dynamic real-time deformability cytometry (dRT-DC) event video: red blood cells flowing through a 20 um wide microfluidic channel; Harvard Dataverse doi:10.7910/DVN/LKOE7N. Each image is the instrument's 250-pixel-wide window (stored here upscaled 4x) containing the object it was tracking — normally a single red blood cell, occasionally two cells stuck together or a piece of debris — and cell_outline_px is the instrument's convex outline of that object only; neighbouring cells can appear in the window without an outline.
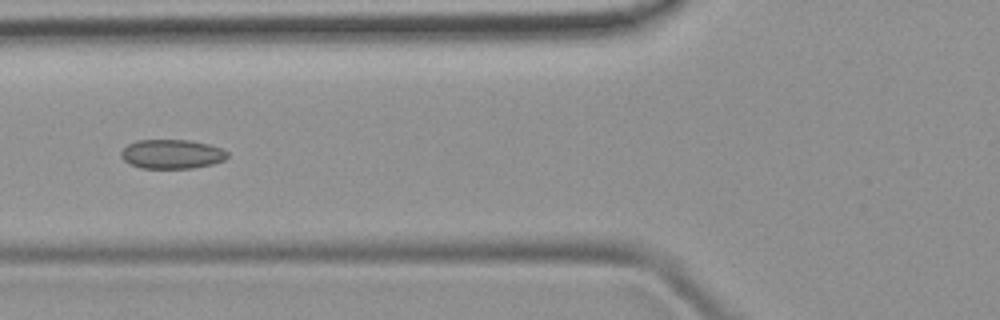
{"species": "common noctule bat (a hibernating species)", "species_latin": "Nyctalus noctula", "temperature_condition": "room temperature", "stored_images_in_passage": 3, "camera_frame_rate_fps": 3000, "um_per_image_px": 0.085, "animal": {"sex": "female", "body_mass_g": 19.9}, "frame": {"image": 1, "passage_image": 2, "time_ms": 1.0, "image_size_px": [1000, 320], "cell_outline_px": [[228, 156], [224, 160], [212, 164], [192, 168], [140, 168], [128, 164], [120, 156], [120, 152], [128, 144], [136, 140], [188, 140], [208, 144], [220, 148], [228, 152]], "centroid_in_image_um": [14.57, 13.1], "position_along_channel_um": 111.2, "area_um2": 18.15}}
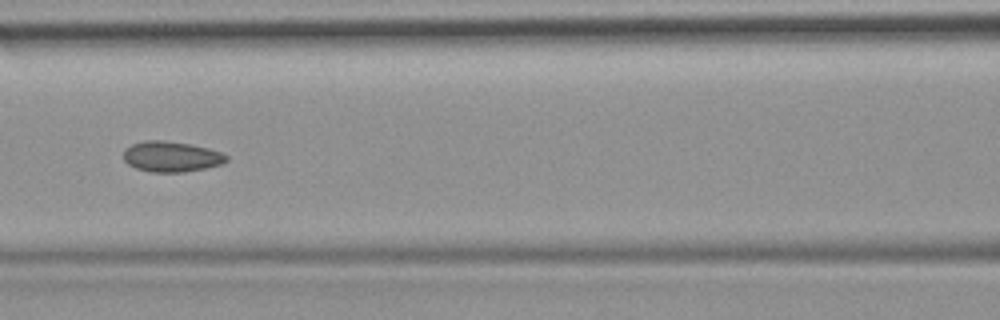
{"frame": {"image": 2, "passage_image": 3, "time_ms": 2.0, "image_size_px": [1000, 320], "cell_outline_px": [[228, 160], [220, 164], [204, 168], [184, 172], [152, 172], [136, 168], [128, 164], [124, 160], [124, 148], [132, 144], [144, 140], [164, 140], [188, 144], [208, 148], [220, 152], [228, 156]], "centroid_in_image_um": [14.53, 13.3], "position_along_channel_um": 152.1, "area_um2": 18.21}}